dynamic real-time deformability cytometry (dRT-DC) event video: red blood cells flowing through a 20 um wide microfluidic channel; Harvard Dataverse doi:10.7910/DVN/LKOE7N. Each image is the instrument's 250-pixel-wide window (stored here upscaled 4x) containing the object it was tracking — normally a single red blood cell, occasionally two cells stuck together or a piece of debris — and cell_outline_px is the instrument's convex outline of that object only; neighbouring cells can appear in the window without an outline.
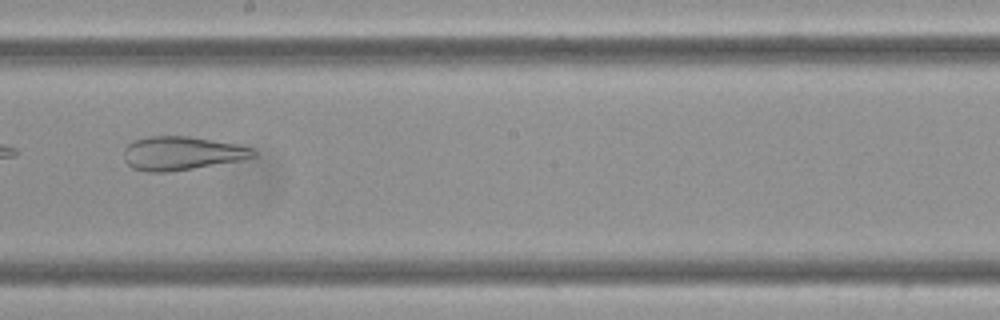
{"species": "Egyptian fruit bat (a non-hibernating species)", "species_latin": "Rousettus aegyptiacus", "temperature_condition": "cold", "stored_images_in_passage": 11, "camera_frame_rate_fps": 3000, "um_per_image_px": 0.085, "frame": {"image": 1, "passage_image": 5, "time_ms": 1.333, "image_size_px": [1000, 320], "cell_outline_px": [[256, 156], [236, 160], [192, 168], [168, 172], [148, 172], [132, 168], [124, 160], [124, 148], [132, 140], [148, 136], [188, 136], [236, 144], [252, 148], [256, 152]], "centroid_in_image_um": [15.37, 13.02], "position_along_channel_um": 232.8, "area_um2": 25.09}}